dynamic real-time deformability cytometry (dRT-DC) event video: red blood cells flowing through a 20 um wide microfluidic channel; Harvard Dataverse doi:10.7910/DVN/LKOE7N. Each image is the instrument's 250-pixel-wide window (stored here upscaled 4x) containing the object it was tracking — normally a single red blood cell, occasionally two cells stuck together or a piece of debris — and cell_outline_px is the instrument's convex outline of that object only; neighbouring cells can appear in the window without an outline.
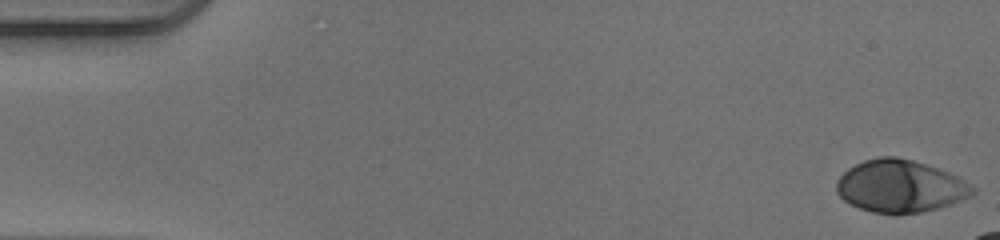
{"species": "human", "species_latin": "Homo sapiens", "temperature_condition": "warm", "stored_images_in_passage": 17, "camera_frame_rate_fps": 3000, "um_per_image_px": 0.085, "donor": {"sex": "male"}, "frame": {"image": 1, "passage_image": 1, "time_ms": 0.0, "image_size_px": [1000, 240], "cell_outline_px": [[976, 192], [972, 196], [936, 208], [920, 212], [872, 212], [848, 204], [836, 192], [836, 180], [848, 168], [864, 160], [880, 156], [896, 156], [912, 160], [948, 172], [956, 176], [976, 188]], "centroid_in_image_um": [76.49, 15.81], "position_along_channel_um": 8.5, "area_um2": 41.04}}
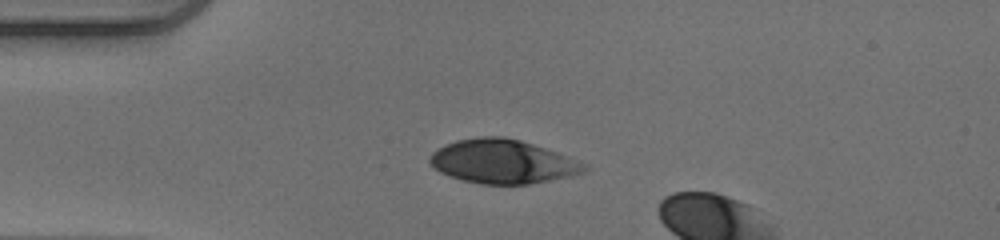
{"frame": {"image": 2, "passage_image": 13, "time_ms": 4.0, "image_size_px": [1000, 240], "cell_outline_px": [[592, 168], [584, 172], [572, 176], [528, 184], [480, 184], [464, 180], [440, 172], [428, 160], [432, 152], [436, 148], [456, 140], [480, 136], [504, 136], [520, 140], [556, 152], [588, 164]], "centroid_in_image_um": [42.75, 13.73], "position_along_channel_um": 42.2, "area_um2": 39.48}}